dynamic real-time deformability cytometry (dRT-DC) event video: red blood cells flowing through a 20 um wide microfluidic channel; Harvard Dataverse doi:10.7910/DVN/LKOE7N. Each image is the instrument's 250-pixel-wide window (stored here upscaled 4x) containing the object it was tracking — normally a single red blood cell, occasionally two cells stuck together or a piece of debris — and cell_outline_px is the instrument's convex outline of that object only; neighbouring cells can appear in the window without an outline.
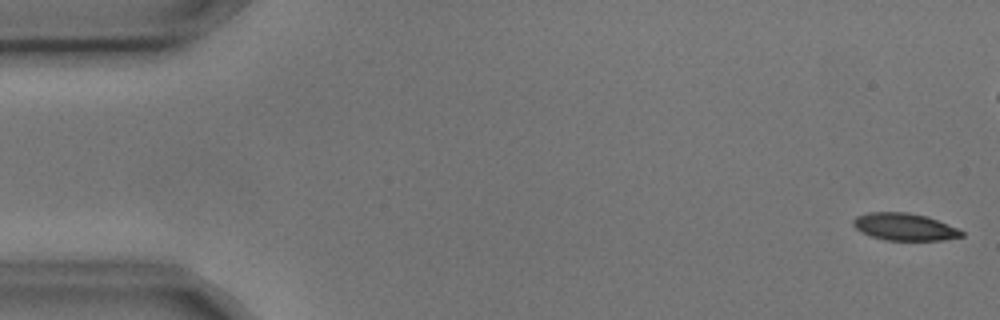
{"species": "common noctule bat (a hibernating species)", "species_latin": "Nyctalus noctula", "temperature_condition": "cold", "stored_images_in_passage": 6, "camera_frame_rate_fps": 3000, "um_per_image_px": 0.085, "animal": {"sex": "male", "body_mass_g": 17.9, "forearm_length_mm": 54.2}, "frame": {"image": 1, "passage_image": 1, "time_ms": 0.0, "image_size_px": [1000, 320], "cell_outline_px": [[964, 236], [944, 240], [884, 240], [860, 232], [852, 224], [852, 220], [856, 216], [868, 212], [908, 212], [928, 216], [956, 228], [964, 232]], "centroid_in_image_um": [76.86, 19.27], "position_along_channel_um": 8.1, "area_um2": 17.28}}